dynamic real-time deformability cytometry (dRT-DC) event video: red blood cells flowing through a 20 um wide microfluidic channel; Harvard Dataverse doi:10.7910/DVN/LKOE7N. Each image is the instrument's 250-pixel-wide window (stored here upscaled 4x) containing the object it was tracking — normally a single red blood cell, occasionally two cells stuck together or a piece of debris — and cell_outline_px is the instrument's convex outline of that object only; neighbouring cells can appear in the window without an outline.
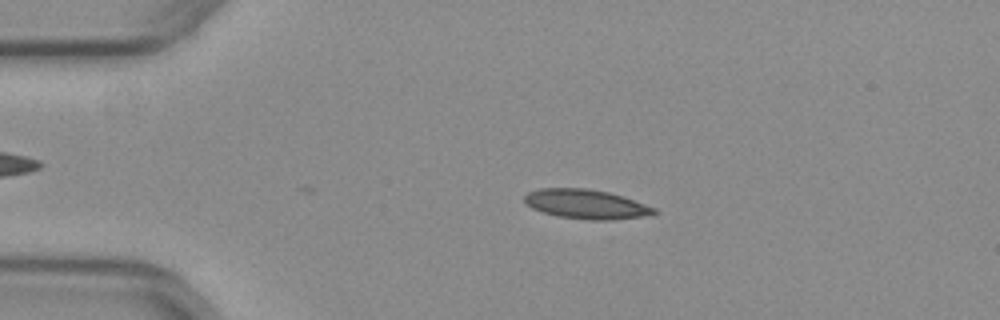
{"species": "common noctule bat (a hibernating species)", "species_latin": "Nyctalus noctula", "temperature_condition": "warm", "stored_images_in_passage": 38, "camera_frame_rate_fps": 3000, "um_per_image_px": 0.085, "animal": {"sex": "female", "body_mass_g": 29.2, "forearm_length_mm": 56.3}, "frame": {"image": 1, "passage_image": 4, "time_ms": 1.0, "image_size_px": [1000, 320], "cell_outline_px": [[660, 212], [656, 216], [612, 220], [588, 220], [560, 216], [544, 212], [532, 208], [524, 204], [524, 196], [528, 192], [540, 188], [588, 188], [608, 192], [624, 196], [656, 208]], "centroid_in_image_um": [49.91, 17.36], "position_along_channel_um": 35.1, "area_um2": 22.66}}
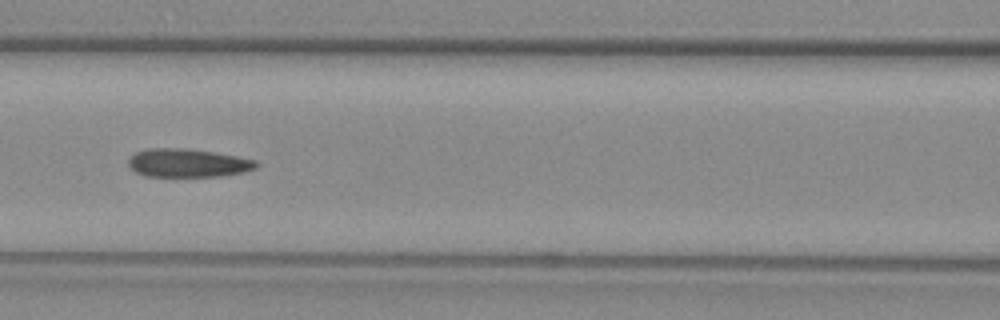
{"frame": {"image": 2, "passage_image": 16, "time_ms": 5.0, "image_size_px": [1000, 320], "cell_outline_px": [[260, 164], [256, 168], [244, 172], [220, 176], [144, 176], [136, 172], [128, 164], [128, 160], [136, 152], [148, 148], [188, 148], [236, 156], [256, 160]], "centroid_in_image_um": [15.98, 13.85], "position_along_channel_um": 150.6, "area_um2": 21.1}}
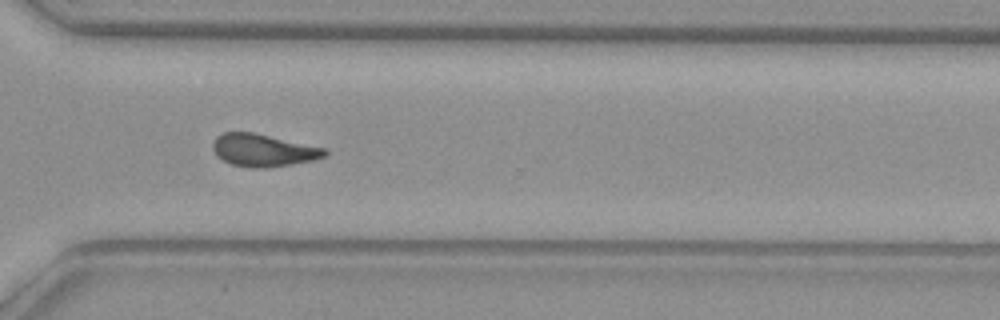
{"frame": {"image": 3, "passage_image": 31, "time_ms": 10.0, "image_size_px": [1000, 320], "cell_outline_px": [[328, 152], [324, 156], [312, 160], [292, 164], [268, 168], [248, 168], [232, 164], [216, 156], [212, 148], [212, 144], [216, 136], [224, 132], [252, 132], [324, 148]], "centroid_in_image_um": [22.32, 12.78], "position_along_channel_um": 348.3, "area_um2": 21.04}, "authors_computed_cell_mechanics": {"area_um2": 21.6461, "velocity_mm_per_s": 3.9538, "shape_relaxation_time_tau1_ms": null, "shape_relaxation_time_tau2_ms": 2.2718, "deformation_change_tau1": null, "deformation_change_tau2": 0.1005}}